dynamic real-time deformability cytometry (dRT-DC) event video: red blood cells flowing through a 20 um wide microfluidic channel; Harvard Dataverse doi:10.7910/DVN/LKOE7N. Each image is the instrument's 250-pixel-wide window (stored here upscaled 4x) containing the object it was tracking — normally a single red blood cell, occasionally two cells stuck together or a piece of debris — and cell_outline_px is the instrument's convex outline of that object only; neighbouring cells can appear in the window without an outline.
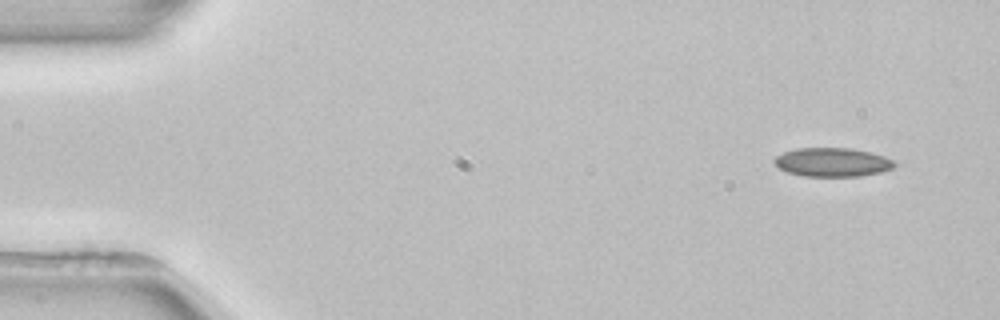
{"species": "common noctule bat (a hibernating species)", "species_latin": "Nyctalus noctula", "temperature_condition": "room temperature", "stored_images_in_passage": 4, "camera_frame_rate_fps": 3000, "um_per_image_px": 0.085, "animal": {"sex": "female", "body_mass_g": 22.7, "forearm_length_mm": 54.2}, "frame": {"image": 1, "passage_image": 1, "time_ms": 0.0, "image_size_px": [1000, 320], "cell_outline_px": [[896, 164], [892, 168], [880, 172], [860, 176], [804, 176], [788, 172], [780, 168], [772, 160], [776, 156], [784, 152], [796, 148], [852, 148], [872, 152], [884, 156], [892, 160]], "centroid_in_image_um": [70.75, 13.78], "position_along_channel_um": 14.2, "area_um2": 20.11}}
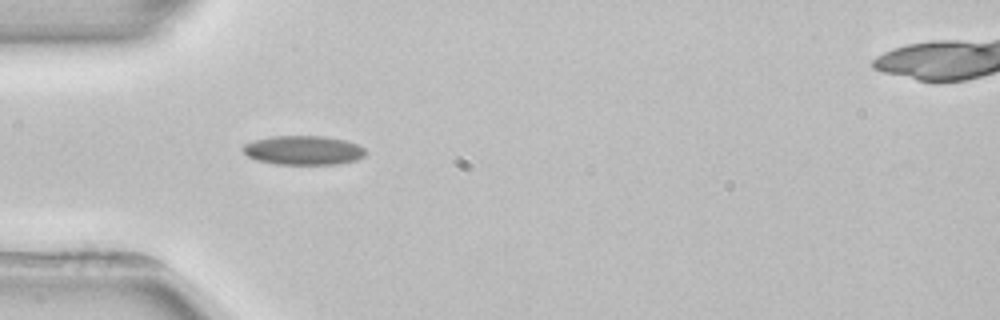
{"frame": {"image": 2, "passage_image": 4, "time_ms": 4.0, "image_size_px": [1000, 320], "cell_outline_px": [[368, 152], [364, 156], [356, 160], [336, 164], [276, 164], [256, 160], [248, 156], [240, 148], [244, 144], [256, 140], [272, 136], [324, 136], [344, 140], [356, 144], [364, 148]], "centroid_in_image_um": [25.78, 12.77], "position_along_channel_um": 59.2, "area_um2": 20.81}}